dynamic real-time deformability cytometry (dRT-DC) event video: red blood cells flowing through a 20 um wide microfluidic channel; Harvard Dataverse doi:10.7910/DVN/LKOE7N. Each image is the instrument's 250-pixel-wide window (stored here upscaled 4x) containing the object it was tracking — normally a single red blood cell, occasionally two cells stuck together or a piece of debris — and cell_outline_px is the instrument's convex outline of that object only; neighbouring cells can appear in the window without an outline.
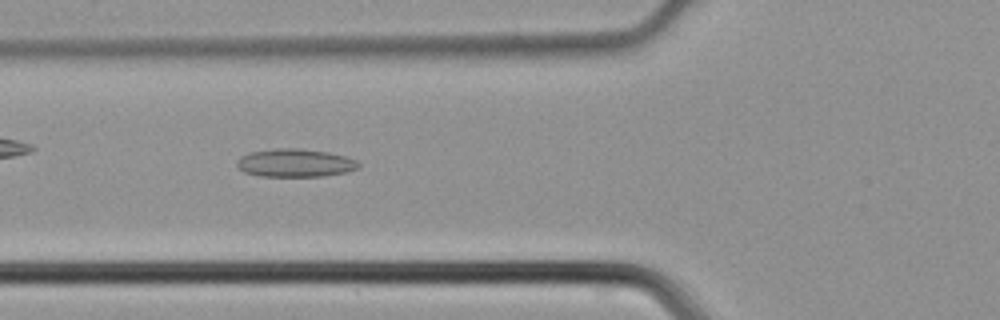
{"species": "common noctule bat (a hibernating species)", "species_latin": "Nyctalus noctula", "temperature_condition": "cold", "stored_images_in_passage": 44, "camera_frame_rate_fps": 3000, "um_per_image_px": 0.085, "animal": {"sex": "male", "body_mass_g": 21.5, "forearm_length_mm": 52.0}, "frame": {"image": 1, "passage_image": 16, "time_ms": 5.0, "image_size_px": [1000, 320], "cell_outline_px": [[360, 168], [348, 172], [324, 176], [260, 176], [244, 172], [236, 164], [236, 160], [240, 156], [252, 152], [276, 148], [296, 148], [328, 152], [344, 156], [356, 160], [360, 164]], "centroid_in_image_um": [25.1, 13.85], "position_along_channel_um": 100.7, "area_um2": 19.94}}
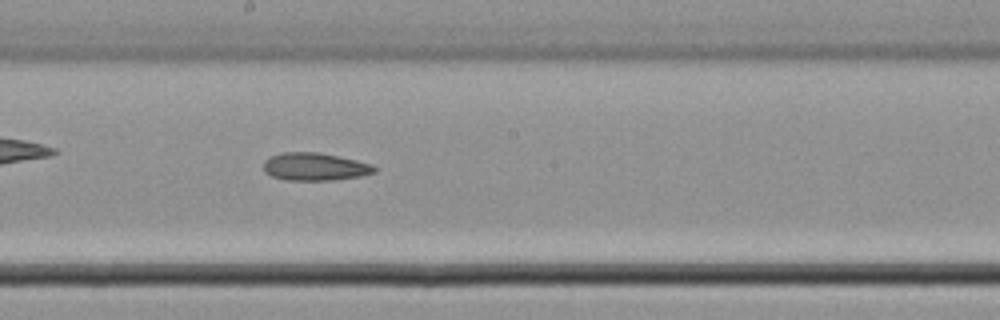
{"frame": {"image": 2, "passage_image": 24, "time_ms": 7.667, "image_size_px": [1000, 320], "cell_outline_px": [[376, 172], [360, 176], [332, 180], [284, 180], [272, 176], [264, 172], [264, 160], [268, 156], [284, 152], [316, 152], [356, 160], [372, 164], [376, 168]], "centroid_in_image_um": [26.73, 14.17], "position_along_channel_um": 221.5, "area_um2": 17.92}}
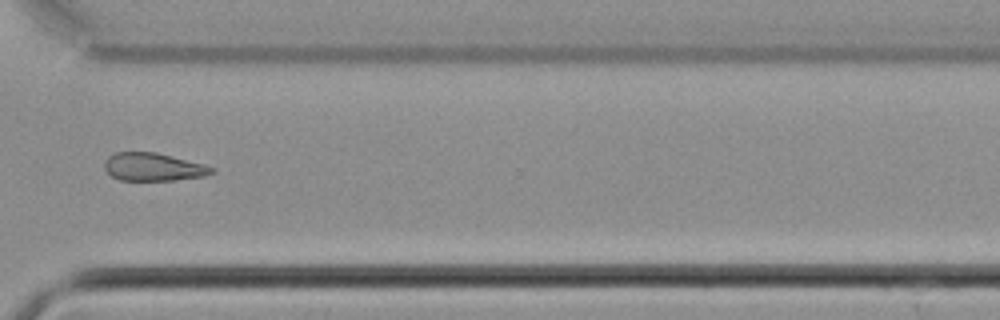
{"frame": {"image": 3, "passage_image": 33, "time_ms": 10.667, "image_size_px": [1000, 320], "cell_outline_px": [[216, 172], [204, 176], [176, 180], [120, 180], [112, 176], [104, 168], [104, 164], [108, 156], [116, 152], [156, 152], [204, 164], [216, 168]], "centroid_in_image_um": [13.06, 14.19], "position_along_channel_um": 357.5, "area_um2": 17.51}}